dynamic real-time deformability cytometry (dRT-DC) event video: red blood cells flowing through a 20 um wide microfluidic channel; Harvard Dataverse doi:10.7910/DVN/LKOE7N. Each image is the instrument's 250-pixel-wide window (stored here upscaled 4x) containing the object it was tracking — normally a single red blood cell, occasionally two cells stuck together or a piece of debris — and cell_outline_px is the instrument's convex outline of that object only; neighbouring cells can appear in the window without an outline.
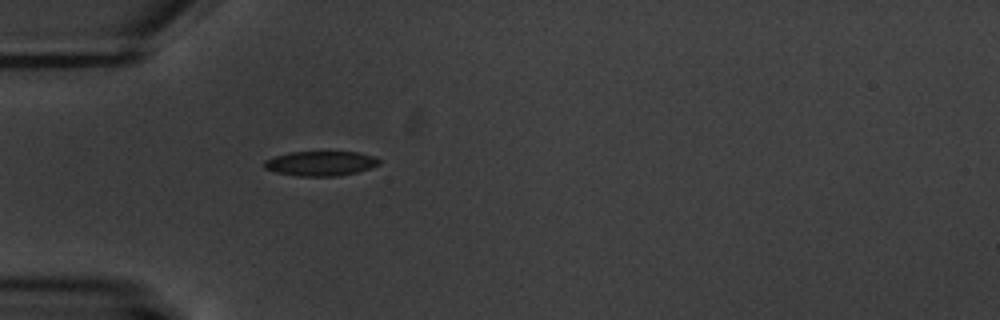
{"species": "common noctule bat (a hibernating species)", "species_latin": "Nyctalus noctula", "temperature_condition": "warm", "stored_images_in_passage": 1, "camera_frame_rate_fps": 3000, "um_per_image_px": 0.085, "animal": {"sex": "male", "body_mass_g": 20.1, "forearm_length_mm": 53.5}, "frame": {"image": 1, "passage_image": 1, "time_ms": 0.0, "image_size_px": [1000, 320], "cell_outline_px": [[380, 164], [356, 172], [336, 176], [296, 176], [276, 172], [264, 168], [264, 160], [288, 152], [356, 152], [372, 156], [380, 160]], "centroid_in_image_um": [27.21, 13.89], "position_along_channel_um": 57.8, "area_um2": 16.36}}